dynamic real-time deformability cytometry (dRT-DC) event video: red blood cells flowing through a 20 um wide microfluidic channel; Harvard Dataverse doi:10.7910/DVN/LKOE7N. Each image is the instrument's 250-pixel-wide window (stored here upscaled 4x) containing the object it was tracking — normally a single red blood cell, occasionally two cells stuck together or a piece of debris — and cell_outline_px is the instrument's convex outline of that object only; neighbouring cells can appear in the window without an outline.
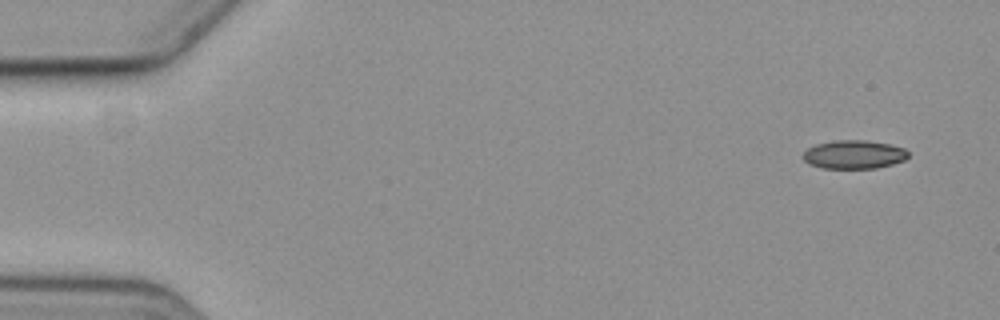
{"species": "common noctule bat (a hibernating species)", "species_latin": "Nyctalus noctula", "temperature_condition": "cold", "stored_images_in_passage": 6, "camera_frame_rate_fps": 3000, "um_per_image_px": 0.085, "animal": {"sex": "female", "body_mass_g": 19.3, "forearm_length_mm": 54.1}, "frame": {"image": 1, "passage_image": 1, "time_ms": 0.0, "image_size_px": [1000, 320], "cell_outline_px": [[908, 156], [904, 160], [892, 164], [876, 168], [820, 168], [808, 164], [800, 156], [808, 148], [816, 144], [836, 140], [868, 140], [892, 144], [904, 148], [908, 152]], "centroid_in_image_um": [72.57, 13.13], "position_along_channel_um": 12.4, "area_um2": 17.69}}
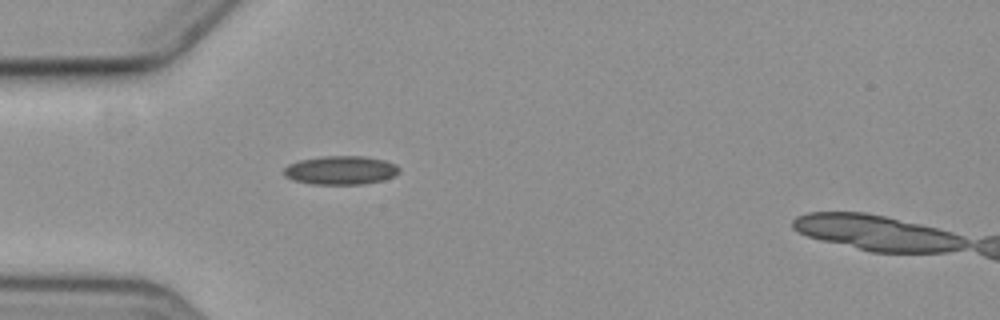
{"frame": {"image": 2, "passage_image": 5, "time_ms": 4.667, "image_size_px": [1000, 320], "cell_outline_px": [[400, 172], [384, 180], [360, 184], [312, 184], [292, 180], [284, 176], [284, 168], [288, 164], [300, 160], [320, 156], [368, 156], [384, 160], [396, 164], [400, 168]], "centroid_in_image_um": [28.96, 14.46], "position_along_channel_um": 56.0, "area_um2": 19.42}}